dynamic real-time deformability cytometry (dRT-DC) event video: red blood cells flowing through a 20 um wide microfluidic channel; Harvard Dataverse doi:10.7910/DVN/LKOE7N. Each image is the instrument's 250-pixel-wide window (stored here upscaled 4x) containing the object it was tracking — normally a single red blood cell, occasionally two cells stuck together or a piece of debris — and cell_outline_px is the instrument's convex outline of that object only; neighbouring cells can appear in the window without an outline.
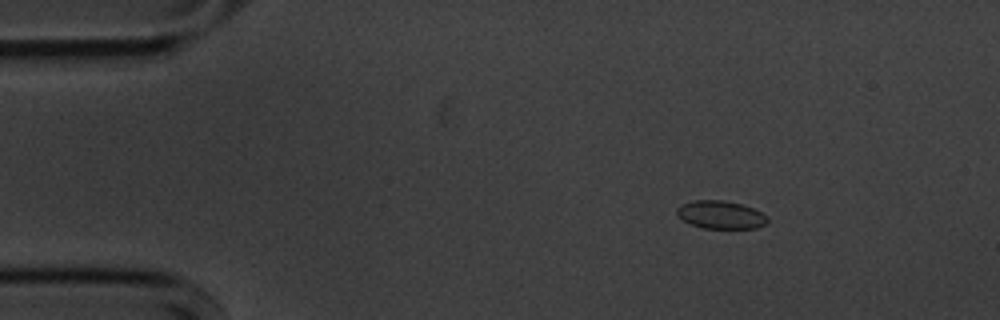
{"species": "common noctule bat (a hibernating species)", "species_latin": "Nyctalus noctula", "temperature_condition": "cold", "stored_images_in_passage": 55, "camera_frame_rate_fps": 3000, "um_per_image_px": 0.085, "animal": {"sex": "male", "body_mass_g": 20.1, "forearm_length_mm": 53.5}, "frame": {"image": 1, "passage_image": 8, "time_ms": 2.333, "image_size_px": [1000, 320], "cell_outline_px": [[768, 220], [764, 224], [756, 228], [704, 228], [692, 224], [684, 220], [676, 212], [676, 208], [680, 204], [692, 200], [724, 200], [740, 204], [752, 208], [768, 216]], "centroid_in_image_um": [61.24, 18.24], "position_along_channel_um": 23.8, "area_um2": 14.62}}
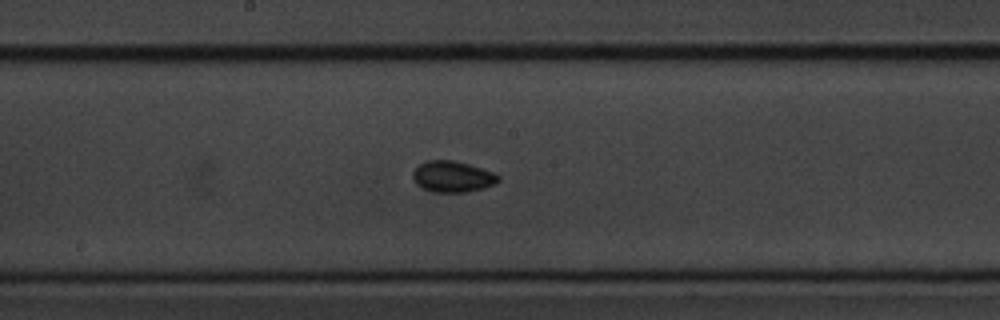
{"frame": {"image": 2, "passage_image": 29, "time_ms": 9.333, "image_size_px": [1000, 320], "cell_outline_px": [[500, 180], [496, 184], [484, 188], [468, 192], [432, 192], [420, 188], [412, 180], [412, 172], [420, 164], [428, 160], [452, 160], [468, 164], [492, 172], [500, 176]], "centroid_in_image_um": [38.44, 15.03], "position_along_channel_um": 209.8, "area_um2": 15.66}}
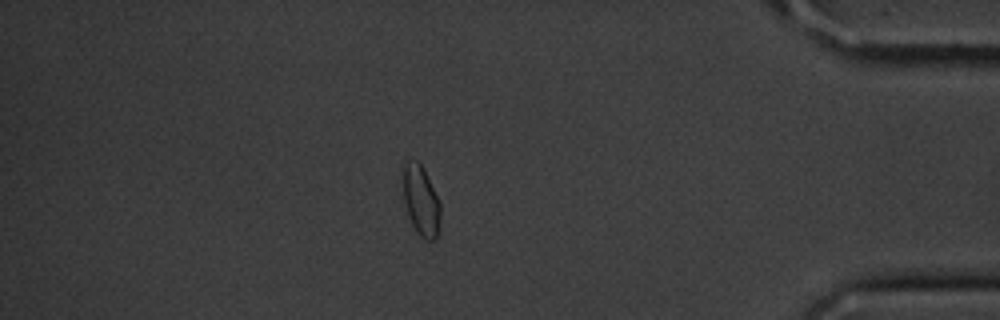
{"frame": {"image": 3, "passage_image": 48, "time_ms": 15.667, "image_size_px": [1000, 320], "cell_outline_px": [[440, 216], [436, 236], [432, 240], [424, 240], [416, 232], [408, 216], [404, 200], [404, 156], [416, 160], [424, 168], [440, 204]], "centroid_in_image_um": [35.76, 17.01], "position_along_channel_um": 399.4, "area_um2": 15.2}, "authors_computed_cell_mechanics": {"area_um2": 14.7968, "velocity_mm_per_s": 3.5944, "shape_relaxation_time_tau1_ms": 2.7073, "shape_relaxation_time_tau2_ms": 4.3266, "deformation_change_tau1": 0.0397, "deformation_change_tau2": 0.0491}}